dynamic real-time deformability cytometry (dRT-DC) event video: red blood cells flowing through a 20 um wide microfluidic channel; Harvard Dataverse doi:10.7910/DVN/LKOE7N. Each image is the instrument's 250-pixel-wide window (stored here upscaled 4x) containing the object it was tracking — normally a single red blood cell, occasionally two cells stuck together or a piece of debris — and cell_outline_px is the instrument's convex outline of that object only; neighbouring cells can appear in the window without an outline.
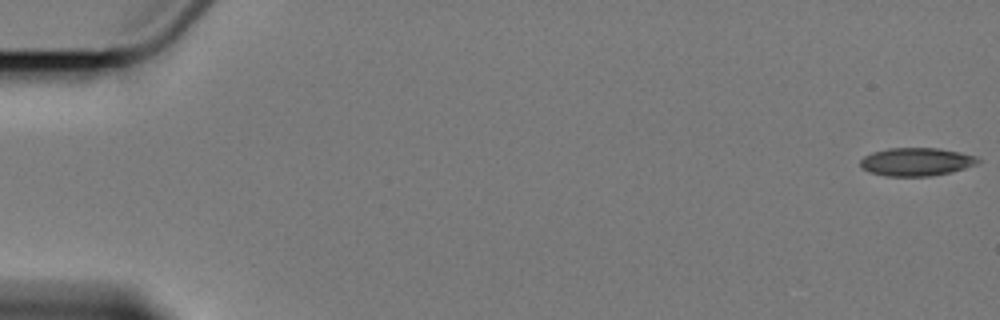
{"species": "Egyptian fruit bat (a non-hibernating species)", "species_latin": "Rousettus aegyptiacus", "temperature_condition": "cold", "stored_images_in_passage": 3, "camera_frame_rate_fps": 3000, "um_per_image_px": 0.085, "animal": {"sex": "female"}, "frame": {"image": 1, "passage_image": 1, "time_ms": 0.0, "image_size_px": [1000, 320], "cell_outline_px": [[980, 160], [976, 164], [952, 172], [928, 176], [888, 176], [872, 172], [864, 168], [860, 164], [860, 160], [864, 156], [872, 152], [888, 148], [936, 148], [976, 156]], "centroid_in_image_um": [77.88, 13.75], "position_along_channel_um": 7.1, "area_um2": 18.96}}